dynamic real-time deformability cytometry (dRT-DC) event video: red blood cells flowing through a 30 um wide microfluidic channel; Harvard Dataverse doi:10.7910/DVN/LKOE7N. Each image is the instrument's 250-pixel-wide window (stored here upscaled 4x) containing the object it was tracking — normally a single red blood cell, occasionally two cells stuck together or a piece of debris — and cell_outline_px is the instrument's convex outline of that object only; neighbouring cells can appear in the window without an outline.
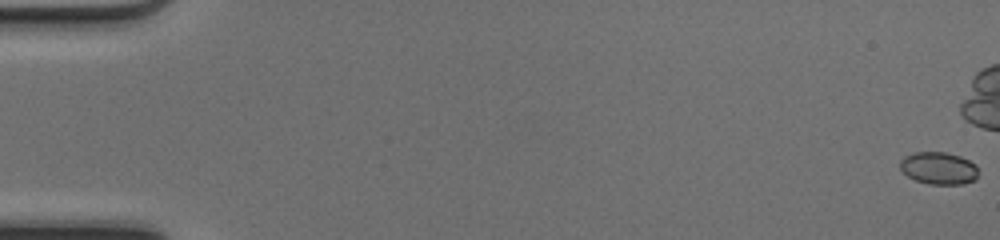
{"species": "common noctule bat (a hibernating species)", "species_latin": "Nyctalus noctula", "temperature_condition": "cold", "stored_images_in_passage": 41, "camera_frame_rate_fps": 3000, "um_per_image_px": 0.085, "animal": {"sex": "female", "body_mass_g": 17.0, "forearm_length_mm": 48.0}, "frame": {"image": 1, "passage_image": 1, "time_ms": 0.0, "image_size_px": [1000, 240], "cell_outline_px": [[976, 180], [964, 184], [928, 184], [916, 180], [908, 176], [900, 168], [900, 160], [904, 156], [912, 152], [944, 152], [960, 156], [976, 164]], "centroid_in_image_um": [79.77, 14.29], "position_along_channel_um": 5.2, "area_um2": 14.74}}
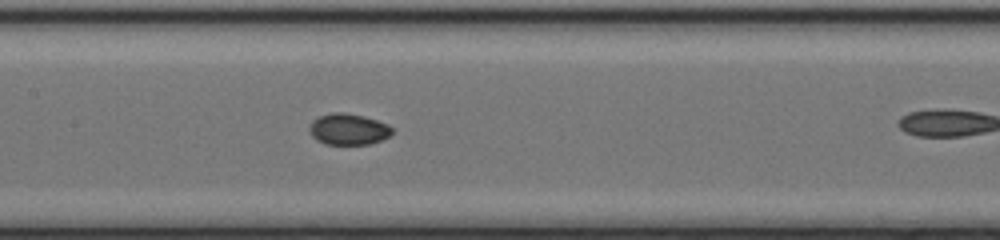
{"frame": {"image": 2, "passage_image": 26, "time_ms": 8.333, "image_size_px": [1000, 240], "cell_outline_px": [[392, 132], [388, 136], [380, 140], [368, 144], [324, 144], [316, 140], [312, 136], [308, 128], [308, 124], [312, 120], [320, 116], [332, 112], [344, 112], [364, 116], [388, 124], [392, 128]], "centroid_in_image_um": [29.56, 10.97], "position_along_channel_um": 177.8, "area_um2": 15.09}}
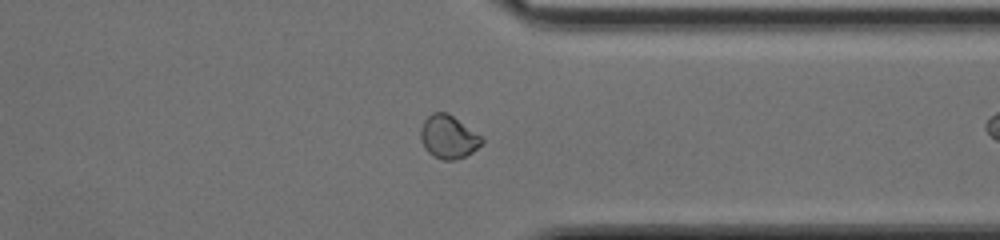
{"frame": {"image": 3, "passage_image": 40, "time_ms": 13.0, "image_size_px": [1000, 240], "cell_outline_px": [[484, 140], [472, 152], [456, 160], [444, 160], [432, 156], [424, 148], [420, 140], [420, 128], [424, 120], [432, 112], [448, 112], [480, 136]], "centroid_in_image_um": [38.06, 11.63], "position_along_channel_um": 373.3, "area_um2": 15.32}}